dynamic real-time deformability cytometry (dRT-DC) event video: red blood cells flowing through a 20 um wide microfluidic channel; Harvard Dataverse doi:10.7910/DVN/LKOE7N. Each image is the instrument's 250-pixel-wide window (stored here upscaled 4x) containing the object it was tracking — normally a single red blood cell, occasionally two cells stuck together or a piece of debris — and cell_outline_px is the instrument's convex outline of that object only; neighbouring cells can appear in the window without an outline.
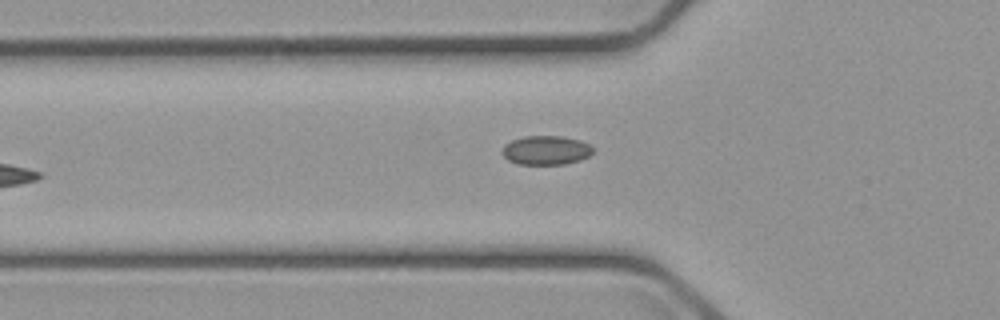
{"species": "common noctule bat (a hibernating species)", "species_latin": "Nyctalus noctula", "temperature_condition": "cold", "stored_images_in_passage": 37, "camera_frame_rate_fps": 3000, "um_per_image_px": 0.085, "animal": {"sex": "male", "body_mass_g": 23.1, "forearm_length_mm": 52.7}, "frame": {"image": 1, "passage_image": 3, "time_ms": 0.667, "image_size_px": [1000, 320], "cell_outline_px": [[592, 152], [588, 156], [580, 160], [564, 164], [516, 164], [508, 160], [500, 152], [504, 144], [512, 140], [524, 136], [560, 136], [580, 140], [588, 144], [592, 148]], "centroid_in_image_um": [46.36, 12.77], "position_along_channel_um": 79.4, "area_um2": 15.37}}
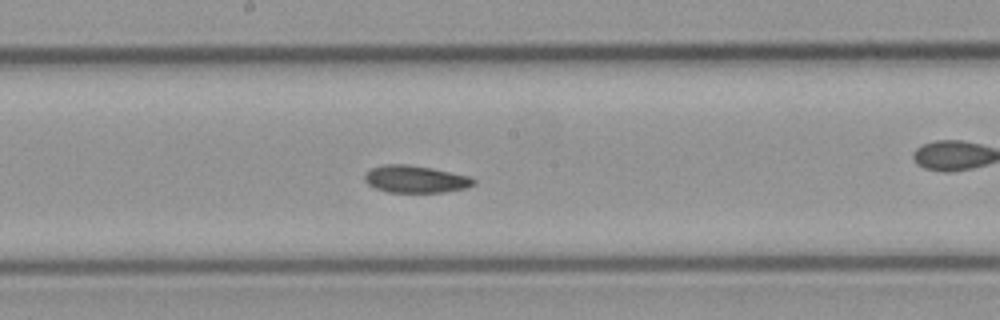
{"frame": {"image": 2, "passage_image": 10, "time_ms": 3.0, "image_size_px": [1000, 320], "cell_outline_px": [[476, 184], [464, 188], [444, 192], [388, 192], [376, 188], [368, 184], [364, 180], [364, 176], [372, 168], [384, 164], [408, 164], [432, 168], [472, 176], [476, 180]], "centroid_in_image_um": [35.35, 15.22], "position_along_channel_um": 212.8, "area_um2": 17.34}}
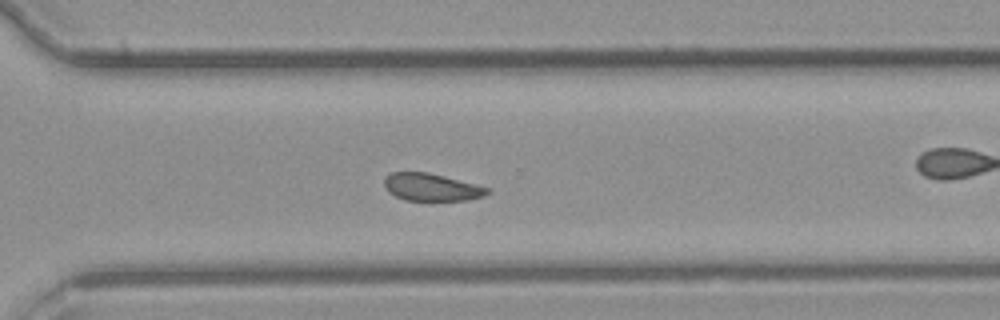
{"frame": {"image": 3, "passage_image": 20, "time_ms": 6.333, "image_size_px": [1000, 320], "cell_outline_px": [[492, 192], [484, 196], [468, 200], [404, 200], [388, 192], [384, 188], [384, 176], [392, 172], [428, 172], [444, 176], [488, 188]], "centroid_in_image_um": [36.63, 15.91], "position_along_channel_um": 334.0, "area_um2": 16.47}, "authors_computed_cell_mechanics": {"area_um2": 17.34, "velocity_mm_per_s": 3.6547, "shape_relaxation_time_tau1_ms": null, "shape_relaxation_time_tau2_ms": 1.935, "deformation_change_tau1": null, "deformation_change_tau2": 0.0704}}